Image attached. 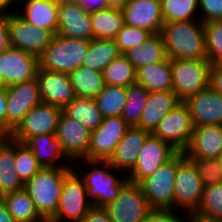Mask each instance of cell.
<instances>
[{"mask_svg":"<svg viewBox=\"0 0 222 222\" xmlns=\"http://www.w3.org/2000/svg\"><path fill=\"white\" fill-rule=\"evenodd\" d=\"M149 134L141 127L129 126L126 134L108 159L111 166L128 175L135 167L139 152Z\"/></svg>","mask_w":222,"mask_h":222,"instance_id":"cell-23","label":"cell"},{"mask_svg":"<svg viewBox=\"0 0 222 222\" xmlns=\"http://www.w3.org/2000/svg\"><path fill=\"white\" fill-rule=\"evenodd\" d=\"M63 111L90 132L95 131L103 120L101 111L97 108L94 98L76 96Z\"/></svg>","mask_w":222,"mask_h":222,"instance_id":"cell-34","label":"cell"},{"mask_svg":"<svg viewBox=\"0 0 222 222\" xmlns=\"http://www.w3.org/2000/svg\"><path fill=\"white\" fill-rule=\"evenodd\" d=\"M175 209H152L148 215L145 217L143 222H189V217L183 219L178 216Z\"/></svg>","mask_w":222,"mask_h":222,"instance_id":"cell-45","label":"cell"},{"mask_svg":"<svg viewBox=\"0 0 222 222\" xmlns=\"http://www.w3.org/2000/svg\"><path fill=\"white\" fill-rule=\"evenodd\" d=\"M23 144H25L33 153L42 168H72L73 163L64 154L59 140L55 134H42L28 137ZM63 164L58 163L60 159ZM67 160L69 162H67ZM67 164V165H66Z\"/></svg>","mask_w":222,"mask_h":222,"instance_id":"cell-24","label":"cell"},{"mask_svg":"<svg viewBox=\"0 0 222 222\" xmlns=\"http://www.w3.org/2000/svg\"><path fill=\"white\" fill-rule=\"evenodd\" d=\"M62 111L59 107L41 102L24 116L10 137L23 143L28 137L55 134Z\"/></svg>","mask_w":222,"mask_h":222,"instance_id":"cell-13","label":"cell"},{"mask_svg":"<svg viewBox=\"0 0 222 222\" xmlns=\"http://www.w3.org/2000/svg\"><path fill=\"white\" fill-rule=\"evenodd\" d=\"M58 5L70 2H77L78 0H54Z\"/></svg>","mask_w":222,"mask_h":222,"instance_id":"cell-55","label":"cell"},{"mask_svg":"<svg viewBox=\"0 0 222 222\" xmlns=\"http://www.w3.org/2000/svg\"><path fill=\"white\" fill-rule=\"evenodd\" d=\"M81 222H112L109 213L103 207H92Z\"/></svg>","mask_w":222,"mask_h":222,"instance_id":"cell-47","label":"cell"},{"mask_svg":"<svg viewBox=\"0 0 222 222\" xmlns=\"http://www.w3.org/2000/svg\"><path fill=\"white\" fill-rule=\"evenodd\" d=\"M180 103L173 91L149 92L147 103L136 126L150 134L154 133L160 121Z\"/></svg>","mask_w":222,"mask_h":222,"instance_id":"cell-26","label":"cell"},{"mask_svg":"<svg viewBox=\"0 0 222 222\" xmlns=\"http://www.w3.org/2000/svg\"><path fill=\"white\" fill-rule=\"evenodd\" d=\"M199 12L203 23L222 19V0H199Z\"/></svg>","mask_w":222,"mask_h":222,"instance_id":"cell-44","label":"cell"},{"mask_svg":"<svg viewBox=\"0 0 222 222\" xmlns=\"http://www.w3.org/2000/svg\"><path fill=\"white\" fill-rule=\"evenodd\" d=\"M219 163H220V167H221V175H222V156L219 158Z\"/></svg>","mask_w":222,"mask_h":222,"instance_id":"cell-57","label":"cell"},{"mask_svg":"<svg viewBox=\"0 0 222 222\" xmlns=\"http://www.w3.org/2000/svg\"><path fill=\"white\" fill-rule=\"evenodd\" d=\"M12 2V4H18L21 0H10Z\"/></svg>","mask_w":222,"mask_h":222,"instance_id":"cell-56","label":"cell"},{"mask_svg":"<svg viewBox=\"0 0 222 222\" xmlns=\"http://www.w3.org/2000/svg\"><path fill=\"white\" fill-rule=\"evenodd\" d=\"M9 47L8 15H0V53Z\"/></svg>","mask_w":222,"mask_h":222,"instance_id":"cell-49","label":"cell"},{"mask_svg":"<svg viewBox=\"0 0 222 222\" xmlns=\"http://www.w3.org/2000/svg\"><path fill=\"white\" fill-rule=\"evenodd\" d=\"M9 45L39 57L55 34L26 22L15 12L8 15Z\"/></svg>","mask_w":222,"mask_h":222,"instance_id":"cell-12","label":"cell"},{"mask_svg":"<svg viewBox=\"0 0 222 222\" xmlns=\"http://www.w3.org/2000/svg\"><path fill=\"white\" fill-rule=\"evenodd\" d=\"M73 168H42L24 184L38 213L48 222L57 212L64 178Z\"/></svg>","mask_w":222,"mask_h":222,"instance_id":"cell-3","label":"cell"},{"mask_svg":"<svg viewBox=\"0 0 222 222\" xmlns=\"http://www.w3.org/2000/svg\"><path fill=\"white\" fill-rule=\"evenodd\" d=\"M127 87L105 85L94 98L103 118L121 116L126 104Z\"/></svg>","mask_w":222,"mask_h":222,"instance_id":"cell-35","label":"cell"},{"mask_svg":"<svg viewBox=\"0 0 222 222\" xmlns=\"http://www.w3.org/2000/svg\"><path fill=\"white\" fill-rule=\"evenodd\" d=\"M78 162L82 163L79 166L74 165ZM82 164L84 168L82 167ZM88 164L92 169H85V165L88 168ZM73 167L83 179L87 190L88 200L94 207L104 208L107 206L118 196L122 187L129 181L127 175L123 178L118 177V172L121 174L122 171L113 168L108 159L83 158L74 162Z\"/></svg>","mask_w":222,"mask_h":222,"instance_id":"cell-1","label":"cell"},{"mask_svg":"<svg viewBox=\"0 0 222 222\" xmlns=\"http://www.w3.org/2000/svg\"><path fill=\"white\" fill-rule=\"evenodd\" d=\"M153 34L145 29L137 28L130 25H124L123 28L117 33L116 41L118 50L124 54L131 48L138 47L145 43Z\"/></svg>","mask_w":222,"mask_h":222,"instance_id":"cell-42","label":"cell"},{"mask_svg":"<svg viewBox=\"0 0 222 222\" xmlns=\"http://www.w3.org/2000/svg\"><path fill=\"white\" fill-rule=\"evenodd\" d=\"M209 87L222 94V67L212 64L209 70Z\"/></svg>","mask_w":222,"mask_h":222,"instance_id":"cell-46","label":"cell"},{"mask_svg":"<svg viewBox=\"0 0 222 222\" xmlns=\"http://www.w3.org/2000/svg\"><path fill=\"white\" fill-rule=\"evenodd\" d=\"M217 64L222 67V60H220Z\"/></svg>","mask_w":222,"mask_h":222,"instance_id":"cell-59","label":"cell"},{"mask_svg":"<svg viewBox=\"0 0 222 222\" xmlns=\"http://www.w3.org/2000/svg\"><path fill=\"white\" fill-rule=\"evenodd\" d=\"M38 57L19 48L9 47L0 53V79L5 86L36 78Z\"/></svg>","mask_w":222,"mask_h":222,"instance_id":"cell-14","label":"cell"},{"mask_svg":"<svg viewBox=\"0 0 222 222\" xmlns=\"http://www.w3.org/2000/svg\"><path fill=\"white\" fill-rule=\"evenodd\" d=\"M108 7L122 9L129 0H106Z\"/></svg>","mask_w":222,"mask_h":222,"instance_id":"cell-53","label":"cell"},{"mask_svg":"<svg viewBox=\"0 0 222 222\" xmlns=\"http://www.w3.org/2000/svg\"><path fill=\"white\" fill-rule=\"evenodd\" d=\"M124 56L136 70L143 65L160 63L168 58L160 33L153 34L142 45L129 49Z\"/></svg>","mask_w":222,"mask_h":222,"instance_id":"cell-30","label":"cell"},{"mask_svg":"<svg viewBox=\"0 0 222 222\" xmlns=\"http://www.w3.org/2000/svg\"><path fill=\"white\" fill-rule=\"evenodd\" d=\"M189 217L222 220V182L204 187L199 207Z\"/></svg>","mask_w":222,"mask_h":222,"instance_id":"cell-39","label":"cell"},{"mask_svg":"<svg viewBox=\"0 0 222 222\" xmlns=\"http://www.w3.org/2000/svg\"><path fill=\"white\" fill-rule=\"evenodd\" d=\"M204 186L197 172L195 164L185 157L177 167L174 188V209L179 208L184 212L183 215H192L202 199Z\"/></svg>","mask_w":222,"mask_h":222,"instance_id":"cell-8","label":"cell"},{"mask_svg":"<svg viewBox=\"0 0 222 222\" xmlns=\"http://www.w3.org/2000/svg\"><path fill=\"white\" fill-rule=\"evenodd\" d=\"M55 137L71 163L88 158L91 132L64 111L60 115Z\"/></svg>","mask_w":222,"mask_h":222,"instance_id":"cell-16","label":"cell"},{"mask_svg":"<svg viewBox=\"0 0 222 222\" xmlns=\"http://www.w3.org/2000/svg\"><path fill=\"white\" fill-rule=\"evenodd\" d=\"M177 151L163 142L153 133L145 140L137 157L136 165L127 175L132 183H139L142 179L155 173L158 168L170 160Z\"/></svg>","mask_w":222,"mask_h":222,"instance_id":"cell-15","label":"cell"},{"mask_svg":"<svg viewBox=\"0 0 222 222\" xmlns=\"http://www.w3.org/2000/svg\"><path fill=\"white\" fill-rule=\"evenodd\" d=\"M77 2L88 13L108 7L106 0H78Z\"/></svg>","mask_w":222,"mask_h":222,"instance_id":"cell-50","label":"cell"},{"mask_svg":"<svg viewBox=\"0 0 222 222\" xmlns=\"http://www.w3.org/2000/svg\"><path fill=\"white\" fill-rule=\"evenodd\" d=\"M128 127L121 116L103 118L97 129L91 132L88 158L109 159Z\"/></svg>","mask_w":222,"mask_h":222,"instance_id":"cell-17","label":"cell"},{"mask_svg":"<svg viewBox=\"0 0 222 222\" xmlns=\"http://www.w3.org/2000/svg\"><path fill=\"white\" fill-rule=\"evenodd\" d=\"M184 154L188 159H219L222 156V125L195 126Z\"/></svg>","mask_w":222,"mask_h":222,"instance_id":"cell-22","label":"cell"},{"mask_svg":"<svg viewBox=\"0 0 222 222\" xmlns=\"http://www.w3.org/2000/svg\"><path fill=\"white\" fill-rule=\"evenodd\" d=\"M13 6L14 5L10 0H0V15H9L10 13H12V11L16 10H12Z\"/></svg>","mask_w":222,"mask_h":222,"instance_id":"cell-52","label":"cell"},{"mask_svg":"<svg viewBox=\"0 0 222 222\" xmlns=\"http://www.w3.org/2000/svg\"><path fill=\"white\" fill-rule=\"evenodd\" d=\"M6 93V136H10L24 116L42 100L36 78L6 86Z\"/></svg>","mask_w":222,"mask_h":222,"instance_id":"cell-11","label":"cell"},{"mask_svg":"<svg viewBox=\"0 0 222 222\" xmlns=\"http://www.w3.org/2000/svg\"><path fill=\"white\" fill-rule=\"evenodd\" d=\"M3 87H5L4 83L2 82V80L0 79V89H2Z\"/></svg>","mask_w":222,"mask_h":222,"instance_id":"cell-58","label":"cell"},{"mask_svg":"<svg viewBox=\"0 0 222 222\" xmlns=\"http://www.w3.org/2000/svg\"><path fill=\"white\" fill-rule=\"evenodd\" d=\"M14 165L15 140L10 136H0V198L24 188Z\"/></svg>","mask_w":222,"mask_h":222,"instance_id":"cell-27","label":"cell"},{"mask_svg":"<svg viewBox=\"0 0 222 222\" xmlns=\"http://www.w3.org/2000/svg\"><path fill=\"white\" fill-rule=\"evenodd\" d=\"M196 166L204 187L222 182L219 159H190Z\"/></svg>","mask_w":222,"mask_h":222,"instance_id":"cell-43","label":"cell"},{"mask_svg":"<svg viewBox=\"0 0 222 222\" xmlns=\"http://www.w3.org/2000/svg\"><path fill=\"white\" fill-rule=\"evenodd\" d=\"M90 39L66 38L55 35L38 57L39 68L70 74L82 66Z\"/></svg>","mask_w":222,"mask_h":222,"instance_id":"cell-4","label":"cell"},{"mask_svg":"<svg viewBox=\"0 0 222 222\" xmlns=\"http://www.w3.org/2000/svg\"><path fill=\"white\" fill-rule=\"evenodd\" d=\"M93 39H115L125 25L122 9L106 7L90 12Z\"/></svg>","mask_w":222,"mask_h":222,"instance_id":"cell-29","label":"cell"},{"mask_svg":"<svg viewBox=\"0 0 222 222\" xmlns=\"http://www.w3.org/2000/svg\"><path fill=\"white\" fill-rule=\"evenodd\" d=\"M189 222H222V220H211L202 217H189Z\"/></svg>","mask_w":222,"mask_h":222,"instance_id":"cell-54","label":"cell"},{"mask_svg":"<svg viewBox=\"0 0 222 222\" xmlns=\"http://www.w3.org/2000/svg\"><path fill=\"white\" fill-rule=\"evenodd\" d=\"M16 222H47L37 211L29 193L23 188L1 197Z\"/></svg>","mask_w":222,"mask_h":222,"instance_id":"cell-31","label":"cell"},{"mask_svg":"<svg viewBox=\"0 0 222 222\" xmlns=\"http://www.w3.org/2000/svg\"><path fill=\"white\" fill-rule=\"evenodd\" d=\"M160 34L169 59H207L202 21L165 22Z\"/></svg>","mask_w":222,"mask_h":222,"instance_id":"cell-2","label":"cell"},{"mask_svg":"<svg viewBox=\"0 0 222 222\" xmlns=\"http://www.w3.org/2000/svg\"><path fill=\"white\" fill-rule=\"evenodd\" d=\"M205 51L212 64L222 60V19L204 23Z\"/></svg>","mask_w":222,"mask_h":222,"instance_id":"cell-41","label":"cell"},{"mask_svg":"<svg viewBox=\"0 0 222 222\" xmlns=\"http://www.w3.org/2000/svg\"><path fill=\"white\" fill-rule=\"evenodd\" d=\"M104 208L109 213L112 222H143L152 210L139 184L130 181Z\"/></svg>","mask_w":222,"mask_h":222,"instance_id":"cell-9","label":"cell"},{"mask_svg":"<svg viewBox=\"0 0 222 222\" xmlns=\"http://www.w3.org/2000/svg\"><path fill=\"white\" fill-rule=\"evenodd\" d=\"M0 222H16L7 211V208L0 198Z\"/></svg>","mask_w":222,"mask_h":222,"instance_id":"cell-51","label":"cell"},{"mask_svg":"<svg viewBox=\"0 0 222 222\" xmlns=\"http://www.w3.org/2000/svg\"><path fill=\"white\" fill-rule=\"evenodd\" d=\"M195 126L222 125V94L209 86L184 102Z\"/></svg>","mask_w":222,"mask_h":222,"instance_id":"cell-19","label":"cell"},{"mask_svg":"<svg viewBox=\"0 0 222 222\" xmlns=\"http://www.w3.org/2000/svg\"><path fill=\"white\" fill-rule=\"evenodd\" d=\"M125 25L158 34L164 24L160 0H129L122 8Z\"/></svg>","mask_w":222,"mask_h":222,"instance_id":"cell-20","label":"cell"},{"mask_svg":"<svg viewBox=\"0 0 222 222\" xmlns=\"http://www.w3.org/2000/svg\"><path fill=\"white\" fill-rule=\"evenodd\" d=\"M36 80L44 103L64 109L76 97L69 74L38 67Z\"/></svg>","mask_w":222,"mask_h":222,"instance_id":"cell-18","label":"cell"},{"mask_svg":"<svg viewBox=\"0 0 222 222\" xmlns=\"http://www.w3.org/2000/svg\"><path fill=\"white\" fill-rule=\"evenodd\" d=\"M160 2L164 23L200 20V17H197L199 0H160Z\"/></svg>","mask_w":222,"mask_h":222,"instance_id":"cell-37","label":"cell"},{"mask_svg":"<svg viewBox=\"0 0 222 222\" xmlns=\"http://www.w3.org/2000/svg\"><path fill=\"white\" fill-rule=\"evenodd\" d=\"M193 131L194 125L188 106L181 102L160 121L153 134L177 152L184 153L190 144Z\"/></svg>","mask_w":222,"mask_h":222,"instance_id":"cell-10","label":"cell"},{"mask_svg":"<svg viewBox=\"0 0 222 222\" xmlns=\"http://www.w3.org/2000/svg\"><path fill=\"white\" fill-rule=\"evenodd\" d=\"M121 55L114 39H91L82 66L103 72L104 68Z\"/></svg>","mask_w":222,"mask_h":222,"instance_id":"cell-32","label":"cell"},{"mask_svg":"<svg viewBox=\"0 0 222 222\" xmlns=\"http://www.w3.org/2000/svg\"><path fill=\"white\" fill-rule=\"evenodd\" d=\"M92 207L84 181L73 169L63 180L58 210L48 222H81Z\"/></svg>","mask_w":222,"mask_h":222,"instance_id":"cell-7","label":"cell"},{"mask_svg":"<svg viewBox=\"0 0 222 222\" xmlns=\"http://www.w3.org/2000/svg\"><path fill=\"white\" fill-rule=\"evenodd\" d=\"M136 83L149 92L172 91L170 59L160 63L146 64L137 69Z\"/></svg>","mask_w":222,"mask_h":222,"instance_id":"cell-28","label":"cell"},{"mask_svg":"<svg viewBox=\"0 0 222 222\" xmlns=\"http://www.w3.org/2000/svg\"><path fill=\"white\" fill-rule=\"evenodd\" d=\"M56 35L66 38L93 39L90 14L78 2L60 4Z\"/></svg>","mask_w":222,"mask_h":222,"instance_id":"cell-21","label":"cell"},{"mask_svg":"<svg viewBox=\"0 0 222 222\" xmlns=\"http://www.w3.org/2000/svg\"><path fill=\"white\" fill-rule=\"evenodd\" d=\"M6 108L7 93L5 86L0 89V136H6Z\"/></svg>","mask_w":222,"mask_h":222,"instance_id":"cell-48","label":"cell"},{"mask_svg":"<svg viewBox=\"0 0 222 222\" xmlns=\"http://www.w3.org/2000/svg\"><path fill=\"white\" fill-rule=\"evenodd\" d=\"M172 69V91L181 102L209 86L208 59H170Z\"/></svg>","mask_w":222,"mask_h":222,"instance_id":"cell-6","label":"cell"},{"mask_svg":"<svg viewBox=\"0 0 222 222\" xmlns=\"http://www.w3.org/2000/svg\"><path fill=\"white\" fill-rule=\"evenodd\" d=\"M185 154L177 152L152 175L138 184L152 209H174V188L178 164Z\"/></svg>","mask_w":222,"mask_h":222,"instance_id":"cell-5","label":"cell"},{"mask_svg":"<svg viewBox=\"0 0 222 222\" xmlns=\"http://www.w3.org/2000/svg\"><path fill=\"white\" fill-rule=\"evenodd\" d=\"M20 3H23V11L19 10L21 8ZM16 6H18L16 12L26 22L38 28L52 31L56 35L59 21V5L54 0H21Z\"/></svg>","mask_w":222,"mask_h":222,"instance_id":"cell-25","label":"cell"},{"mask_svg":"<svg viewBox=\"0 0 222 222\" xmlns=\"http://www.w3.org/2000/svg\"><path fill=\"white\" fill-rule=\"evenodd\" d=\"M14 166V170L24 184L42 169L34 153L25 144L18 141H15Z\"/></svg>","mask_w":222,"mask_h":222,"instance_id":"cell-40","label":"cell"},{"mask_svg":"<svg viewBox=\"0 0 222 222\" xmlns=\"http://www.w3.org/2000/svg\"><path fill=\"white\" fill-rule=\"evenodd\" d=\"M137 70L129 60L121 54L109 63L103 70L107 85L128 87L136 83Z\"/></svg>","mask_w":222,"mask_h":222,"instance_id":"cell-36","label":"cell"},{"mask_svg":"<svg viewBox=\"0 0 222 222\" xmlns=\"http://www.w3.org/2000/svg\"><path fill=\"white\" fill-rule=\"evenodd\" d=\"M75 96L95 98L105 87L103 72L80 66L69 74Z\"/></svg>","mask_w":222,"mask_h":222,"instance_id":"cell-33","label":"cell"},{"mask_svg":"<svg viewBox=\"0 0 222 222\" xmlns=\"http://www.w3.org/2000/svg\"><path fill=\"white\" fill-rule=\"evenodd\" d=\"M149 97V91L138 83L127 87L126 104L121 118L129 125L136 126Z\"/></svg>","mask_w":222,"mask_h":222,"instance_id":"cell-38","label":"cell"}]
</instances>
